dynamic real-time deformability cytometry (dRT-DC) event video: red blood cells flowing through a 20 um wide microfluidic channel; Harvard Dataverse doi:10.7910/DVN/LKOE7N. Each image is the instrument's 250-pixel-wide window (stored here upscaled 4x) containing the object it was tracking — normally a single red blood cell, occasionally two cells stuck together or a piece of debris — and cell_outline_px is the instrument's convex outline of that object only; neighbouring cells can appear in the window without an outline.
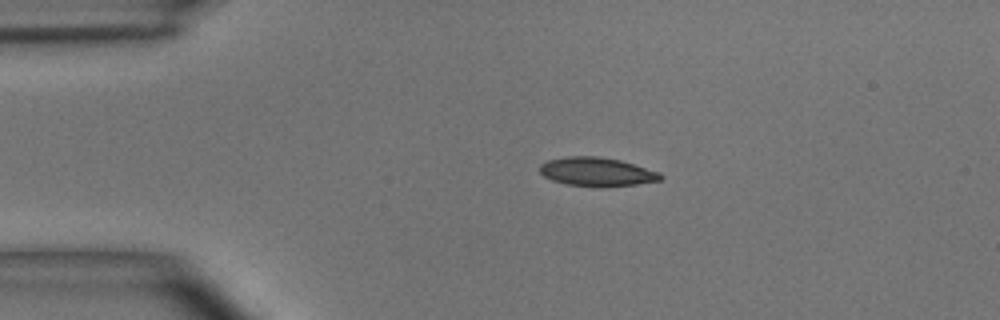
{"species": "common noctule bat (a hibernating species)", "species_latin": "Nyctalus noctula", "temperature_condition": "room temperature", "stored_images_in_passage": 40, "camera_frame_rate_fps": 3000, "um_per_image_px": 0.085, "animal": {"sex": "male", "body_mass_g": 15.6}, "frame": {"image": 1, "passage_image": 1, "time_ms": 0.0, "image_size_px": [1000, 320], "cell_outline_px": [[664, 176], [660, 180], [636, 184], [568, 184], [552, 180], [544, 176], [540, 172], [540, 164], [548, 160], [568, 156], [596, 156], [620, 160], [660, 172]], "centroid_in_image_um": [50.71, 14.55], "position_along_channel_um": 34.3, "area_um2": 19.31}}
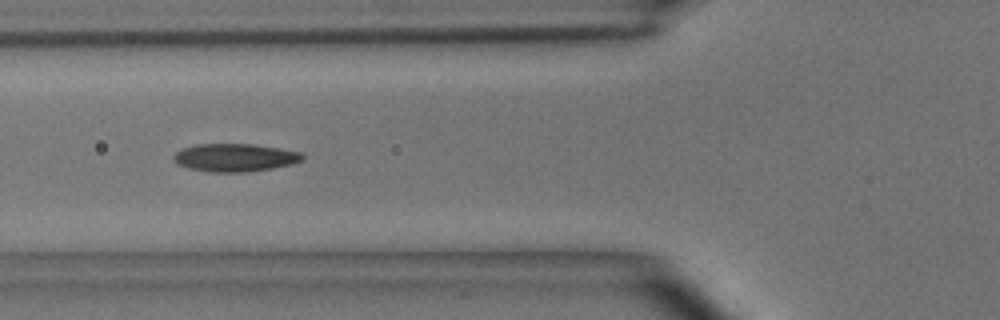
{"frame": {"image": 2, "passage_image": 9, "time_ms": 2.667, "image_size_px": [1000, 320], "cell_outline_px": [[304, 160], [292, 164], [272, 168], [244, 172], [208, 172], [188, 168], [176, 164], [172, 160], [172, 156], [176, 152], [184, 148], [196, 144], [252, 144], [300, 152], [304, 156]], "centroid_in_image_um": [19.92, 13.4], "position_along_channel_um": 105.9, "area_um2": 20.98}}
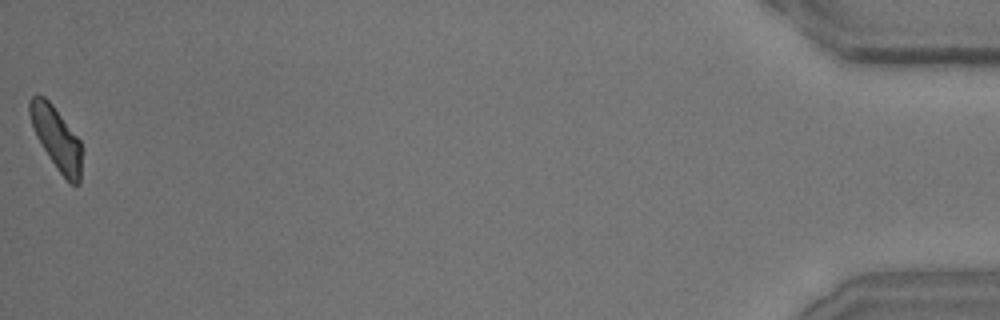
{"frame": {"image": 3, "passage_image": 40, "time_ms": 13.0, "image_size_px": [1000, 320], "cell_outline_px": [[84, 148], [80, 184], [72, 184], [56, 168], [36, 136], [32, 128], [28, 112], [28, 100], [32, 96], [44, 96], [52, 104], [80, 140]], "centroid_in_image_um": [4.82, 11.76], "position_along_channel_um": 430.4, "area_um2": 19.25}, "authors_computed_cell_mechanics": {"area_um2": 19.9988, "velocity_mm_per_s": 4.0665, "shape_relaxation_time_tau1_ms": 5.7114, "shape_relaxation_time_tau2_ms": 2.7221, "deformation_change_tau1": 0.1812, "deformation_change_tau2": 0.095}}